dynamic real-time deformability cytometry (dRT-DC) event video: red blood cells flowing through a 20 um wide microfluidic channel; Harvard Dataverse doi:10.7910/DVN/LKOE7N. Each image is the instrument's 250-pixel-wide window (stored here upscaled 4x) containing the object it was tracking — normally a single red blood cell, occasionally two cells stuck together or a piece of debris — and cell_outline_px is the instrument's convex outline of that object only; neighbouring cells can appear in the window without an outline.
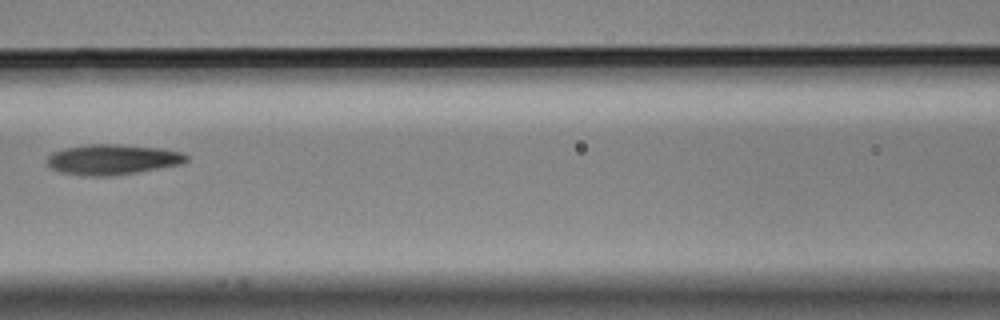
{"species": "Egyptian fruit bat (a non-hibernating species)", "species_latin": "Rousettus aegyptiacus", "temperature_condition": "cold", "stored_images_in_passage": 13, "camera_frame_rate_fps": 3000, "um_per_image_px": 0.085, "animal": {"sex": "male"}, "frame": {"image": 1, "passage_image": 6, "time_ms": 1.667, "image_size_px": [1000, 320], "cell_outline_px": [[188, 160], [180, 164], [160, 168], [112, 176], [84, 176], [60, 172], [48, 168], [44, 164], [44, 160], [52, 152], [64, 148], [88, 144], [116, 144], [160, 148], [180, 152], [188, 156]], "centroid_in_image_um": [9.46, 13.56], "position_along_channel_um": 157.1, "area_um2": 24.85}}
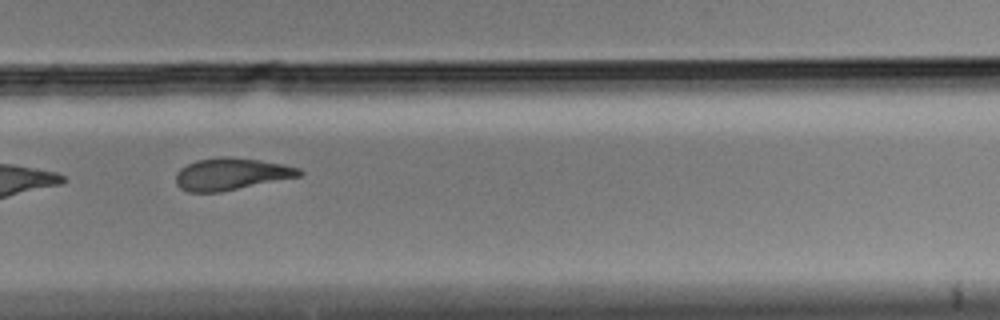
{"frame": {"image": 2, "passage_image": 10, "time_ms": 3.0, "image_size_px": [1000, 320], "cell_outline_px": [[304, 172], [300, 176], [220, 192], [188, 192], [180, 188], [176, 184], [176, 172], [180, 168], [196, 160], [220, 156], [228, 156], [260, 160], [284, 164], [300, 168]], "centroid_in_image_um": [19.64, 14.78], "position_along_channel_um": 310.2, "area_um2": 23.12}}
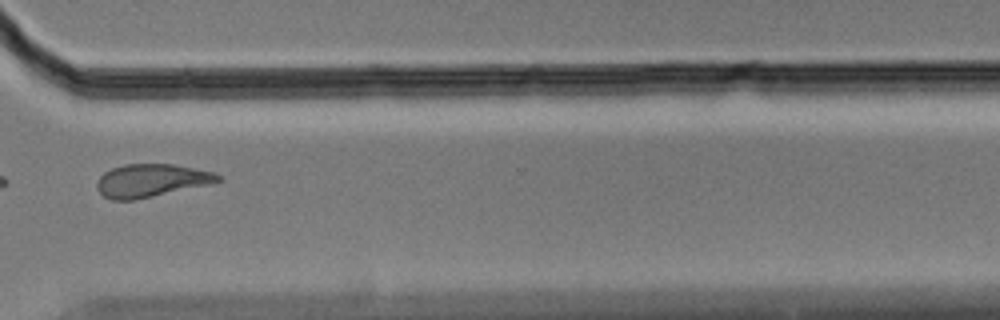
{"frame": {"image": 3, "passage_image": 11, "time_ms": 3.333, "image_size_px": [1000, 320], "cell_outline_px": [[224, 180], [212, 184], [132, 200], [112, 200], [104, 196], [96, 188], [96, 184], [100, 176], [104, 172], [112, 168], [124, 164], [172, 164], [216, 172]], "centroid_in_image_um": [12.88, 15.34], "position_along_channel_um": 357.7, "area_um2": 23.29}}